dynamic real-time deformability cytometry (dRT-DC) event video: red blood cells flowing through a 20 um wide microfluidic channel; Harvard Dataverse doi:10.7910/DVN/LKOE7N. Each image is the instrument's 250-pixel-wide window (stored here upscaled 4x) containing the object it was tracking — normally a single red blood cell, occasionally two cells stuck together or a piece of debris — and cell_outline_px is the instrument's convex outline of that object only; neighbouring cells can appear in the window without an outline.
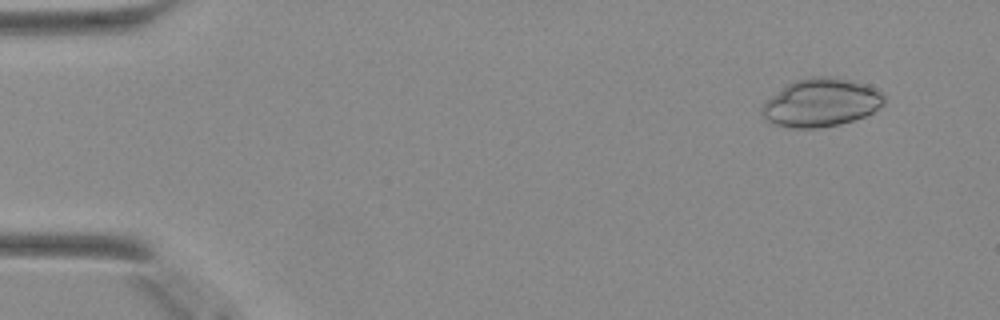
{"species": "Egyptian fruit bat (a non-hibernating species)", "species_latin": "Rousettus aegyptiacus", "temperature_condition": "warm", "stored_images_in_passage": 10, "camera_frame_rate_fps": 3000, "um_per_image_px": 0.085, "animal": {"sex": "female"}, "frame": {"image": 1, "passage_image": 1, "time_ms": 0.0, "image_size_px": [1000, 320], "cell_outline_px": [[884, 104], [872, 112], [864, 116], [840, 124], [820, 128], [792, 128], [776, 124], [768, 120], [760, 112], [764, 104], [772, 96], [788, 84], [796, 80], [812, 76], [828, 76], [868, 84], [880, 92], [884, 96]], "centroid_in_image_um": [69.81, 8.72], "position_along_channel_um": 15.2, "area_um2": 33.87}}